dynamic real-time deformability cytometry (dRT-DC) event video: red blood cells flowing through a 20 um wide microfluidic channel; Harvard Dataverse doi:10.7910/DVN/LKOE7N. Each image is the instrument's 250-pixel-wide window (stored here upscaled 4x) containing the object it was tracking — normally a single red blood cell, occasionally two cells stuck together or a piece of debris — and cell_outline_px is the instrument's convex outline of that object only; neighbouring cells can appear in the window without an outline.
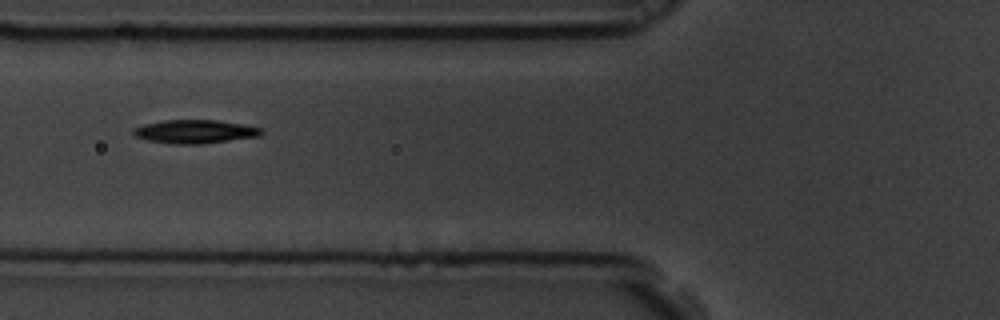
{"species": "common noctule bat (a hibernating species)", "species_latin": "Nyctalus noctula", "temperature_condition": "room temperature", "stored_images_in_passage": 10, "camera_frame_rate_fps": 3000, "um_per_image_px": 0.085, "animal": {"sex": "male", "body_mass_g": 19.5, "forearm_length_mm": 54.6}, "frame": {"image": 1, "passage_image": 2, "time_ms": 0.333, "image_size_px": [1000, 320], "cell_outline_px": [[264, 132], [260, 136], [200, 144], [172, 144], [148, 140], [132, 136], [132, 128], [144, 124], [164, 120], [216, 120], [264, 128]], "centroid_in_image_um": [16.54, 11.18], "position_along_channel_um": 109.3, "area_um2": 17.63}}
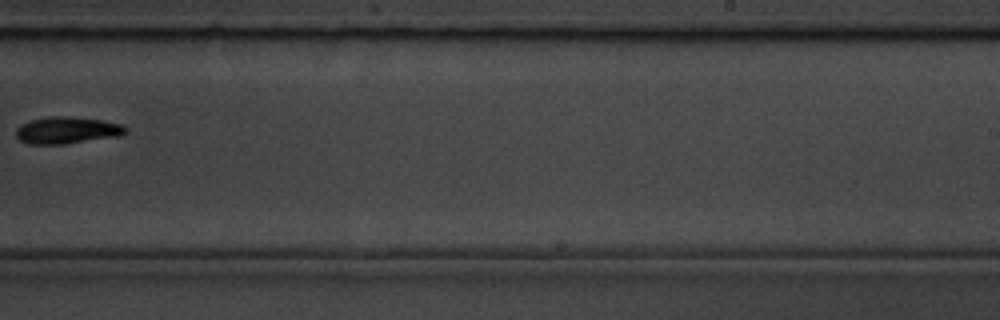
{"frame": {"image": 2, "passage_image": 6, "time_ms": 1.667, "image_size_px": [1000, 320], "cell_outline_px": [[128, 132], [120, 136], [64, 144], [28, 144], [20, 140], [16, 136], [16, 128], [32, 120], [48, 116], [64, 116], [104, 120], [124, 124], [128, 128]], "centroid_in_image_um": [5.76, 11.07], "position_along_channel_um": 283.2, "area_um2": 17.28}}